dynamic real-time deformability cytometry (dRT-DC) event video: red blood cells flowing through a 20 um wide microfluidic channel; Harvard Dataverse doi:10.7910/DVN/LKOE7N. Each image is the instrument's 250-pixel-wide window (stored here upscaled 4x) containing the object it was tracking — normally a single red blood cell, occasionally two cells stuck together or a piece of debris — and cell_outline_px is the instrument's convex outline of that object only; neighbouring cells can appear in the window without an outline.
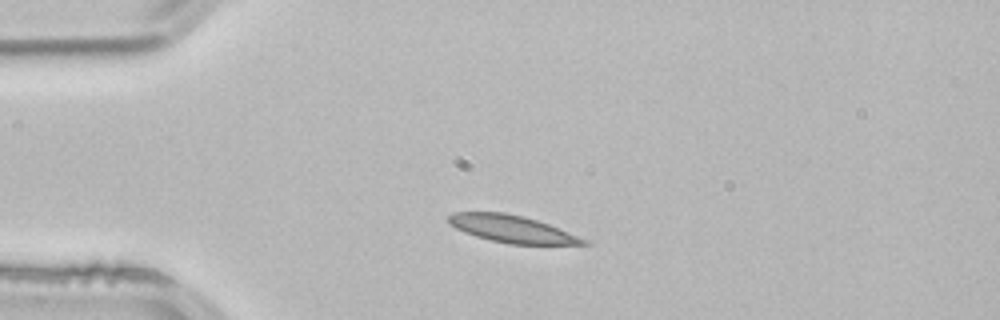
{"species": "common noctule bat (a hibernating species)", "species_latin": "Nyctalus noctula", "temperature_condition": "room temperature", "stored_images_in_passage": 1, "camera_frame_rate_fps": 3000, "um_per_image_px": 0.085, "animal": {"sex": "male", "body_mass_g": 21.5, "forearm_length_mm": 52.0}, "frame": {"image": 1, "passage_image": 1, "time_ms": 0.0, "image_size_px": [1000, 320], "cell_outline_px": [[588, 244], [508, 244], [476, 236], [464, 232], [448, 224], [448, 216], [452, 212], [504, 212], [524, 216], [548, 224], [588, 240]], "centroid_in_image_um": [43.46, 19.45], "position_along_channel_um": 41.5, "area_um2": 21.21}}